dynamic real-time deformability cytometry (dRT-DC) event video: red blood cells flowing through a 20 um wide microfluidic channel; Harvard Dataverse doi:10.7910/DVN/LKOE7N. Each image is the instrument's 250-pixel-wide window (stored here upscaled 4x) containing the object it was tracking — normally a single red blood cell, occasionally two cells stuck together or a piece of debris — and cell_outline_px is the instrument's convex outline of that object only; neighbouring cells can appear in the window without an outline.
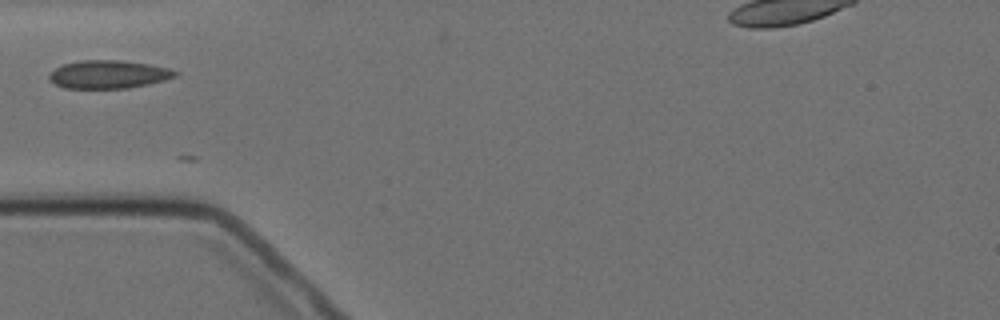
{"species": "Egyptian fruit bat (a non-hibernating species)", "species_latin": "Rousettus aegyptiacus", "temperature_condition": "cold", "stored_images_in_passage": 4, "camera_frame_rate_fps": 3000, "um_per_image_px": 0.085, "animal": {"sex": "female"}, "frame": {"image": 1, "passage_image": 2, "time_ms": 2.0, "image_size_px": [1000, 320], "cell_outline_px": [[180, 72], [176, 76], [164, 80], [148, 84], [128, 88], [64, 88], [56, 84], [48, 76], [56, 68], [64, 64], [80, 60], [120, 60], [148, 64], [168, 68]], "centroid_in_image_um": [9.25, 6.32], "position_along_channel_um": 75.8, "area_um2": 20.46}}
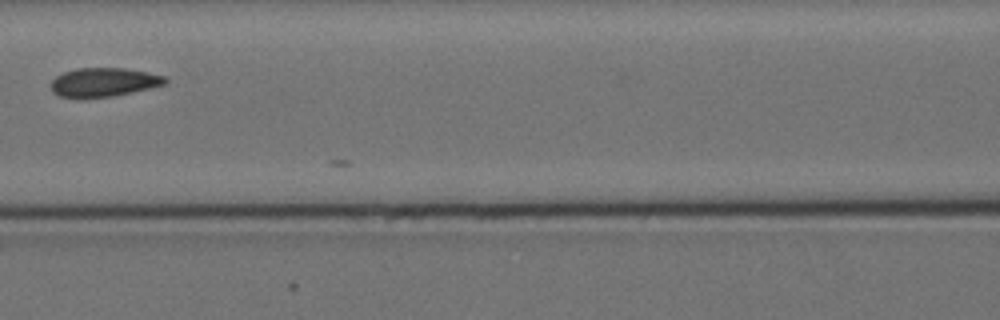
{"frame": {"image": 2, "passage_image": 4, "time_ms": 4.333, "image_size_px": [1000, 320], "cell_outline_px": [[168, 84], [132, 92], [112, 96], [60, 96], [52, 92], [52, 80], [56, 76], [64, 72], [76, 68], [124, 68], [148, 72], [164, 76], [168, 80]], "centroid_in_image_um": [8.87, 6.96], "position_along_channel_um": 157.7, "area_um2": 18.84}}